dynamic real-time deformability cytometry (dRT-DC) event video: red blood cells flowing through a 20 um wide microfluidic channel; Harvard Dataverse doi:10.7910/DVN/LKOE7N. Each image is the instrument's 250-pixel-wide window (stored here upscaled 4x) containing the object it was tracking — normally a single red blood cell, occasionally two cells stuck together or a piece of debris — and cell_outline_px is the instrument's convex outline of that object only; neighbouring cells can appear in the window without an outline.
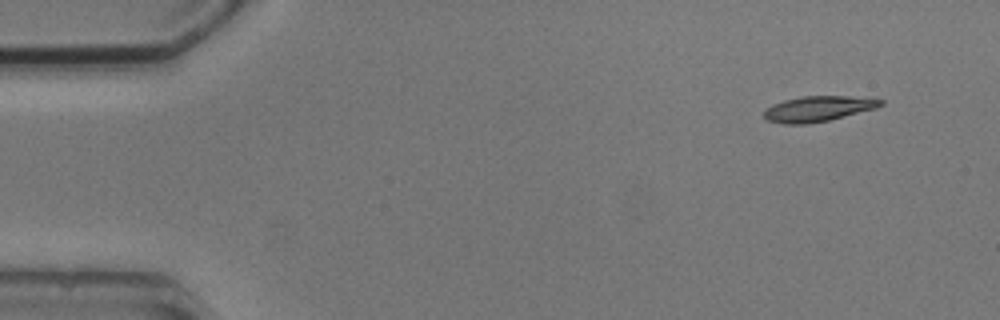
{"species": "common noctule bat (a hibernating species)", "species_latin": "Nyctalus noctula", "temperature_condition": "cold", "stored_images_in_passage": 5, "camera_frame_rate_fps": 3000, "um_per_image_px": 0.085, "animal": {"sex": "male", "body_mass_g": 20.5, "forearm_length_mm": 52.5}, "frame": {"image": 1, "passage_image": 5, "time_ms": 5.667, "image_size_px": [1000, 320], "cell_outline_px": [[884, 104], [876, 108], [828, 120], [808, 124], [784, 124], [768, 120], [764, 116], [764, 108], [772, 104], [784, 100], [804, 96], [848, 96], [884, 100]], "centroid_in_image_um": [69.5, 9.24], "position_along_channel_um": 15.5, "area_um2": 17.17}}